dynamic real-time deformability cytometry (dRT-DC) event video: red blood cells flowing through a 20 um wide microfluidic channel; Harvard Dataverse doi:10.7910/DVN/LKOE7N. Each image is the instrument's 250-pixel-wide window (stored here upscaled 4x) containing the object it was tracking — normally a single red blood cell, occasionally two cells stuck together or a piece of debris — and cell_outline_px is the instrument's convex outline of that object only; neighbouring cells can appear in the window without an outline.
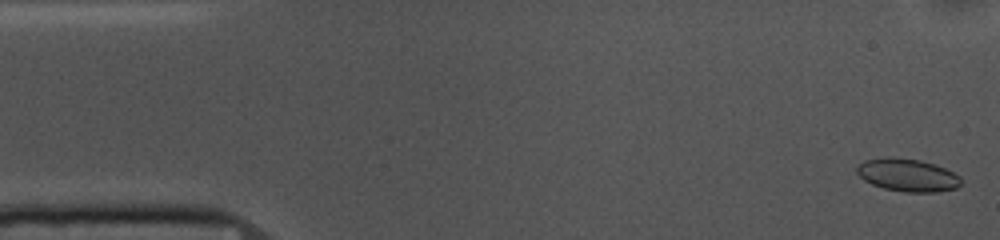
{"species": "common noctule bat (a hibernating species)", "species_latin": "Nyctalus noctula", "temperature_condition": "cold", "stored_images_in_passage": 53, "camera_frame_rate_fps": 3000, "um_per_image_px": 0.085, "animal": {"sex": "female", "body_mass_g": 10.0, "forearm_length_mm": 53.1}, "frame": {"image": 1, "passage_image": 1, "time_ms": 0.0, "image_size_px": [1000, 240], "cell_outline_px": [[960, 184], [956, 188], [936, 192], [904, 192], [884, 188], [872, 184], [864, 180], [856, 172], [856, 168], [864, 160], [888, 156], [892, 156], [920, 160], [936, 164], [960, 176]], "centroid_in_image_um": [77.12, 14.87], "position_along_channel_um": 7.9, "area_um2": 19.94}}
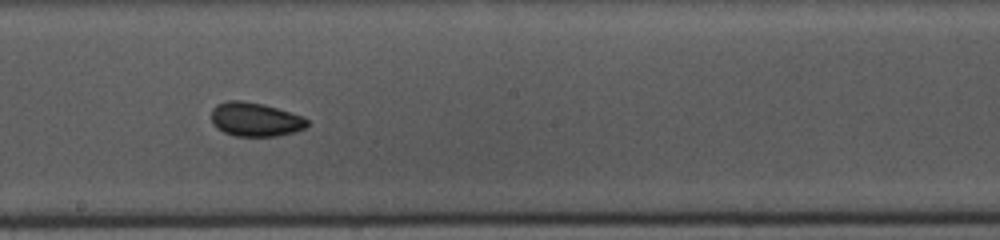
{"frame": {"image": 2, "passage_image": 28, "time_ms": 9.0, "image_size_px": [1000, 240], "cell_outline_px": [[308, 124], [304, 128], [296, 132], [276, 136], [236, 136], [224, 132], [212, 124], [212, 108], [216, 104], [228, 100], [240, 100], [264, 104], [304, 116], [308, 120]], "centroid_in_image_um": [21.7, 10.14], "position_along_channel_um": 226.5, "area_um2": 19.07}}
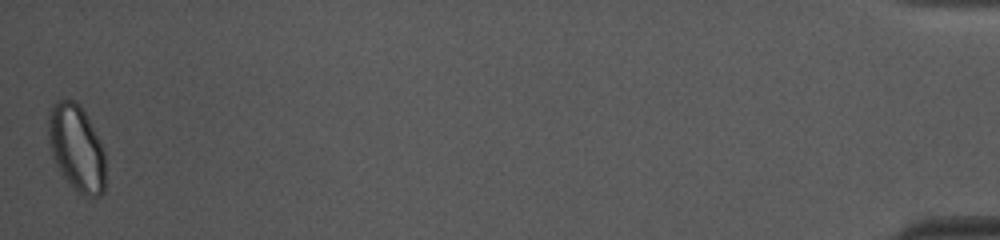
{"frame": {"image": 3, "passage_image": 53, "time_ms": 17.333, "image_size_px": [1000, 240], "cell_outline_px": [[104, 192], [100, 196], [84, 196], [72, 188], [56, 164], [52, 156], [48, 140], [48, 112], [52, 104], [56, 100], [72, 100], [80, 104], [100, 140], [104, 152]], "centroid_in_image_um": [6.49, 12.56], "position_along_channel_um": 428.7, "area_um2": 28.78}, "authors_computed_cell_mechanics": {"area_um2": 19.363, "velocity_mm_per_s": 3.6287, "shape_relaxation_time_tau1_ms": 2.0838, "shape_relaxation_time_tau2_ms": 1.8016, "deformation_change_tau1": 0.0612, "deformation_change_tau2": 0.0582}}